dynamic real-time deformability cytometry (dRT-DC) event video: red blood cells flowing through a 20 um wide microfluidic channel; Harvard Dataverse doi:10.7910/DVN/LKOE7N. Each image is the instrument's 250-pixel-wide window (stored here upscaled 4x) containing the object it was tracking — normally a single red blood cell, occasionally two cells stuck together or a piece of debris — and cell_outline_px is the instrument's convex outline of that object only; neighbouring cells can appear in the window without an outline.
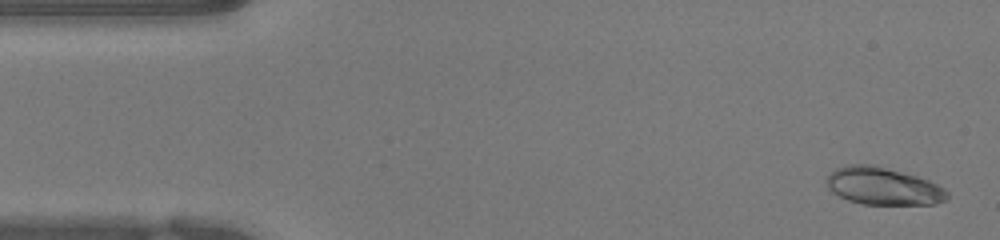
{"species": "human", "species_latin": "Homo sapiens", "temperature_condition": "warm", "stored_images_in_passage": 50, "camera_frame_rate_fps": 3000, "um_per_image_px": 0.085, "donor": {"sex": "female"}, "frame": {"image": 1, "passage_image": 2, "time_ms": 0.333, "image_size_px": [1000, 240], "cell_outline_px": [[948, 196], [944, 200], [936, 204], [864, 204], [848, 200], [832, 192], [828, 188], [824, 180], [836, 168], [848, 164], [872, 164], [916, 176], [928, 180], [944, 188], [948, 192]], "centroid_in_image_um": [75.03, 15.82], "position_along_channel_um": 10.0, "area_um2": 26.18}}
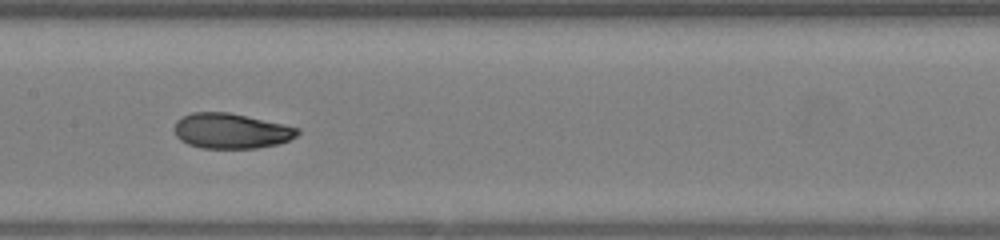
{"frame": {"image": 2, "passage_image": 24, "time_ms": 7.667, "image_size_px": [1000, 240], "cell_outline_px": [[300, 132], [296, 136], [288, 140], [276, 144], [256, 148], [200, 148], [188, 144], [180, 140], [176, 136], [172, 128], [176, 120], [192, 112], [228, 112], [284, 124], [300, 128]], "centroid_in_image_um": [19.61, 11.12], "position_along_channel_um": 187.8, "area_um2": 25.37}}
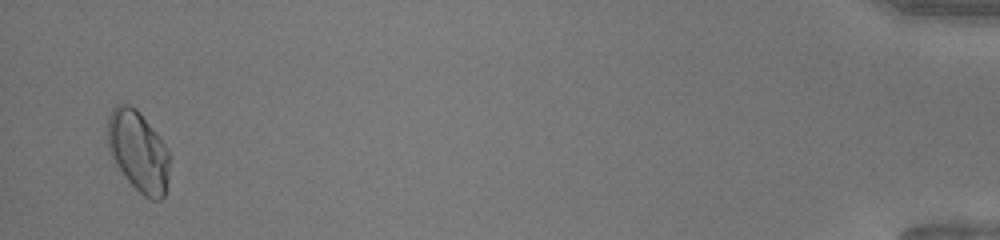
{"frame": {"image": 3, "passage_image": 49, "time_ms": 16.0, "image_size_px": [1000, 240], "cell_outline_px": [[168, 180], [164, 196], [160, 200], [152, 200], [144, 196], [124, 176], [108, 152], [108, 116], [112, 108], [116, 104], [128, 104], [136, 108], [140, 112], [164, 144], [168, 152]], "centroid_in_image_um": [11.73, 12.85], "position_along_channel_um": 423.5, "area_um2": 28.9}, "authors_computed_cell_mechanics": {"area_um2": 26.0389, "velocity_mm_per_s": 3.9857, "shape_relaxation_time_tau1_ms": null, "shape_relaxation_time_tau2_ms": 1.33, "deformation_change_tau1": null, "deformation_change_tau2": 0.0497}}